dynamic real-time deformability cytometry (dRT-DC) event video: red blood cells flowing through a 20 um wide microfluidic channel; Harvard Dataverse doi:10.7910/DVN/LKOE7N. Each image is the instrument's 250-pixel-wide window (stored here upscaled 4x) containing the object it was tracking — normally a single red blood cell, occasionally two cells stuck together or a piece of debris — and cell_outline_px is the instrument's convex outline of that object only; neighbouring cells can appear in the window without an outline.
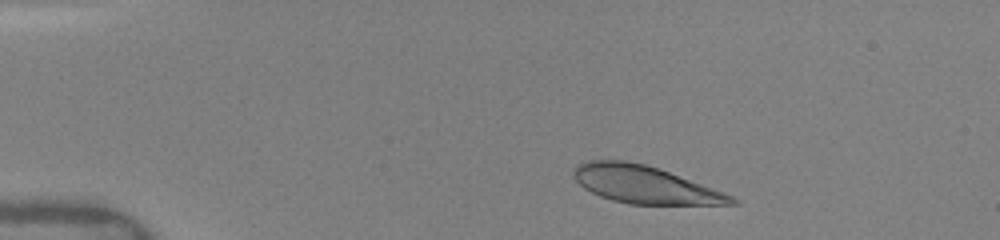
{"species": "human", "species_latin": "Homo sapiens", "temperature_condition": "warm", "stored_images_in_passage": 56, "camera_frame_rate_fps": 3000, "um_per_image_px": 0.085, "donor": {"sex": "female"}, "frame": {"image": 1, "passage_image": 7, "time_ms": 1.333, "image_size_px": [1000, 240], "cell_outline_px": [[740, 204], [628, 204], [612, 200], [600, 196], [584, 188], [572, 176], [572, 172], [576, 164], [588, 160], [624, 160], [644, 164], [668, 172], [724, 192], [740, 200]], "centroid_in_image_um": [54.76, 15.69], "position_along_channel_um": 30.2, "area_um2": 34.22}}
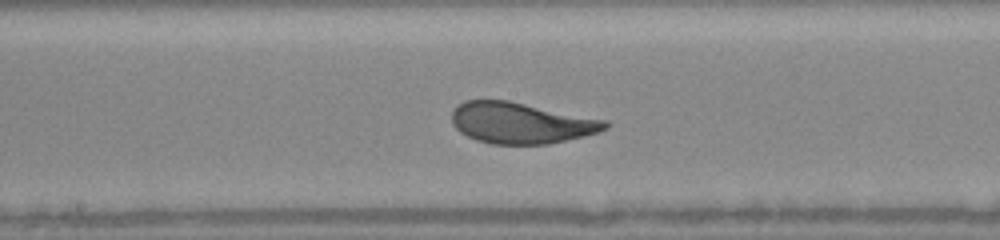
{"frame": {"image": 2, "passage_image": 28, "time_ms": 7.333, "image_size_px": [1000, 240], "cell_outline_px": [[612, 124], [608, 128], [600, 132], [584, 136], [548, 144], [492, 144], [476, 140], [460, 132], [452, 124], [452, 108], [456, 104], [464, 100], [508, 100], [608, 120]], "centroid_in_image_um": [44.3, 10.44], "position_along_channel_um": 203.9, "area_um2": 37.11}}
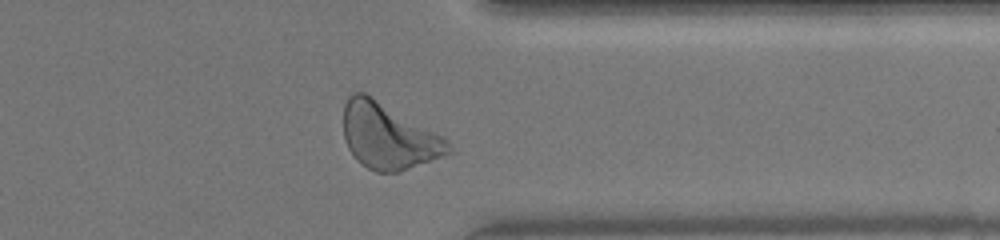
{"frame": {"image": 3, "passage_image": 49, "time_ms": 11.667, "image_size_px": [1000, 240], "cell_outline_px": [[456, 152], [396, 172], [376, 172], [360, 164], [356, 160], [348, 148], [344, 136], [344, 104], [348, 96], [352, 92], [364, 92], [372, 96], [444, 136], [448, 140]], "centroid_in_image_um": [33.03, 11.57], "position_along_channel_um": 378.4, "area_um2": 40.4}, "authors_computed_cell_mechanics": {"area_um2": 36.992, "velocity_mm_per_s": 4.0696, "shape_relaxation_time_tau1_ms": 2.9697, "shape_relaxation_time_tau2_ms": null, "deformation_change_tau1": 0.1702, "deformation_change_tau2": null}}